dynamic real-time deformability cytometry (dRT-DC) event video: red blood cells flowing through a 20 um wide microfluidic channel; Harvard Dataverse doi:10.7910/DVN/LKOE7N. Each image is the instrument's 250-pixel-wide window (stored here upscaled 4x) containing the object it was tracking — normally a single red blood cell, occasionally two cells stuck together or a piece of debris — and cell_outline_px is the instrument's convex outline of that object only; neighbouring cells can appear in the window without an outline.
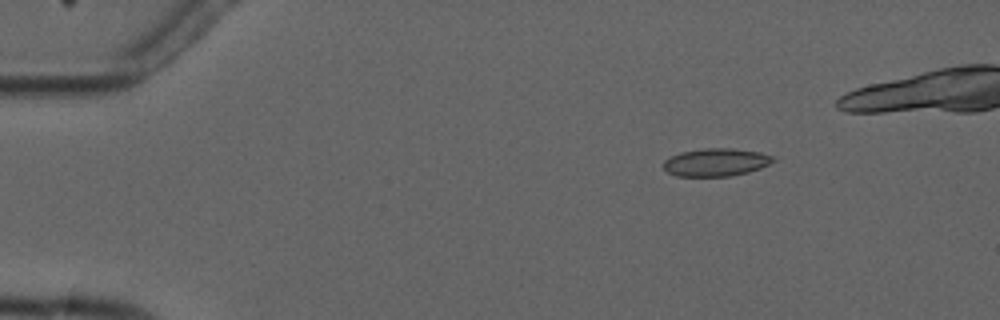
{"species": "common noctule bat (a hibernating species)", "species_latin": "Nyctalus noctula", "temperature_condition": "cold", "stored_images_in_passage": 5, "camera_frame_rate_fps": 3000, "um_per_image_px": 0.085, "animal": {"sex": "male", "forearm_length_mm": 52.5}, "frame": {"image": 1, "passage_image": 3, "time_ms": 2.333, "image_size_px": [1000, 320], "cell_outline_px": [[776, 160], [760, 168], [748, 172], [732, 176], [676, 176], [668, 172], [664, 168], [664, 160], [680, 152], [704, 148], [732, 148], [760, 152], [772, 156]], "centroid_in_image_um": [60.86, 13.79], "position_along_channel_um": 24.1, "area_um2": 17.74}}